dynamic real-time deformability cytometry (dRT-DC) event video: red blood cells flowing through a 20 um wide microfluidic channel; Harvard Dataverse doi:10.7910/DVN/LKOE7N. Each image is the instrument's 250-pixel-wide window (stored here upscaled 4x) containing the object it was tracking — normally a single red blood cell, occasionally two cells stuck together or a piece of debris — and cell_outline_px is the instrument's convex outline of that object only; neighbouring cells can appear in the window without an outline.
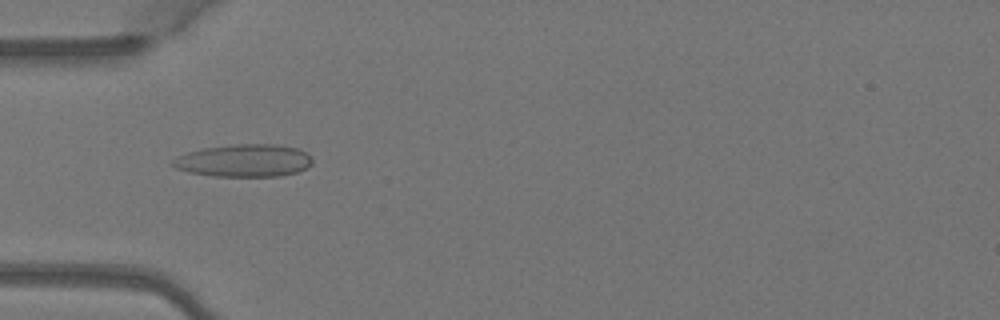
{"species": "Egyptian fruit bat (a non-hibernating species)", "species_latin": "Rousettus aegyptiacus", "temperature_condition": "warm", "stored_images_in_passage": 6, "camera_frame_rate_fps": 3000, "um_per_image_px": 0.085, "animal": {"sex": "female"}, "frame": {"image": 1, "passage_image": 4, "time_ms": 1.0, "image_size_px": [1000, 320], "cell_outline_px": [[312, 164], [296, 172], [280, 176], [212, 176], [188, 172], [176, 168], [172, 164], [172, 160], [176, 156], [188, 152], [204, 148], [236, 144], [276, 144], [296, 148], [312, 156]], "centroid_in_image_um": [20.73, 13.65], "position_along_channel_um": 64.3, "area_um2": 26.41}}
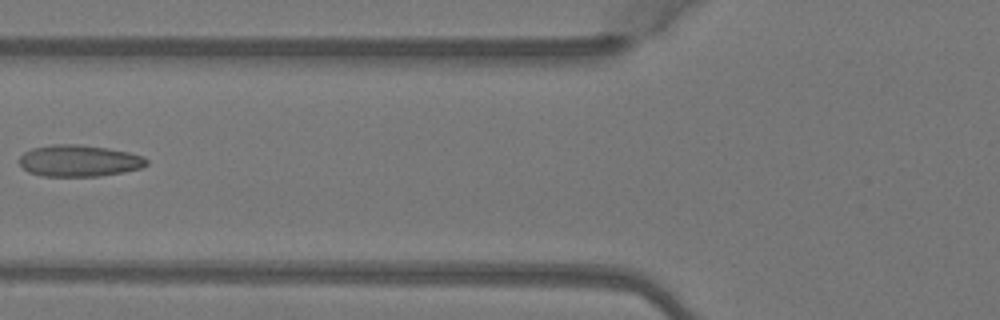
{"frame": {"image": 2, "passage_image": 5, "time_ms": 1.333, "image_size_px": [1000, 320], "cell_outline_px": [[148, 164], [140, 168], [124, 172], [100, 176], [40, 176], [28, 172], [16, 160], [24, 152], [32, 148], [52, 144], [80, 144], [108, 148], [128, 152], [144, 156], [148, 160]], "centroid_in_image_um": [6.7, 13.66], "position_along_channel_um": 119.1, "area_um2": 23.7}}
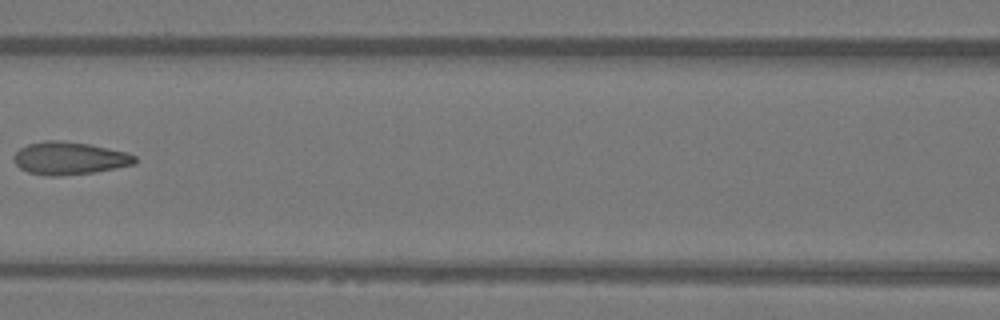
{"frame": {"image": 3, "passage_image": 6, "time_ms": 1.667, "image_size_px": [1000, 320], "cell_outline_px": [[136, 164], [96, 172], [60, 176], [48, 176], [28, 172], [20, 168], [16, 164], [12, 156], [20, 148], [28, 144], [44, 140], [60, 140], [88, 144], [128, 152], [136, 156]], "centroid_in_image_um": [5.91, 13.45], "position_along_channel_um": 160.7, "area_um2": 23.24}}